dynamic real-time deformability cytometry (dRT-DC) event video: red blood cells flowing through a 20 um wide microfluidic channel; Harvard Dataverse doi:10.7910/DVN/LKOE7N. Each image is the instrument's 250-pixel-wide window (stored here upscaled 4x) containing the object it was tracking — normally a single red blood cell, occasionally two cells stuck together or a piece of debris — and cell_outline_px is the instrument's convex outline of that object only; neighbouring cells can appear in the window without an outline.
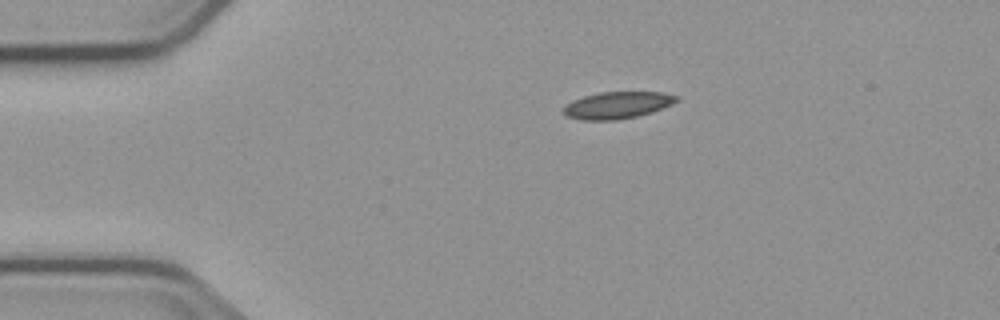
{"species": "common noctule bat (a hibernating species)", "species_latin": "Nyctalus noctula", "temperature_condition": "cold", "stored_images_in_passage": 2, "camera_frame_rate_fps": 3000, "um_per_image_px": 0.085, "animal": {"sex": "male", "body_mass_g": 23.1, "forearm_length_mm": 52.7}, "frame": {"image": 1, "passage_image": 1, "time_ms": 0.0, "image_size_px": [1000, 320], "cell_outline_px": [[680, 100], [672, 104], [652, 112], [636, 116], [616, 120], [580, 120], [568, 116], [564, 112], [564, 108], [572, 100], [584, 96], [600, 92], [664, 92], [680, 96]], "centroid_in_image_um": [52.53, 8.93], "position_along_channel_um": 32.5, "area_um2": 17.69}}